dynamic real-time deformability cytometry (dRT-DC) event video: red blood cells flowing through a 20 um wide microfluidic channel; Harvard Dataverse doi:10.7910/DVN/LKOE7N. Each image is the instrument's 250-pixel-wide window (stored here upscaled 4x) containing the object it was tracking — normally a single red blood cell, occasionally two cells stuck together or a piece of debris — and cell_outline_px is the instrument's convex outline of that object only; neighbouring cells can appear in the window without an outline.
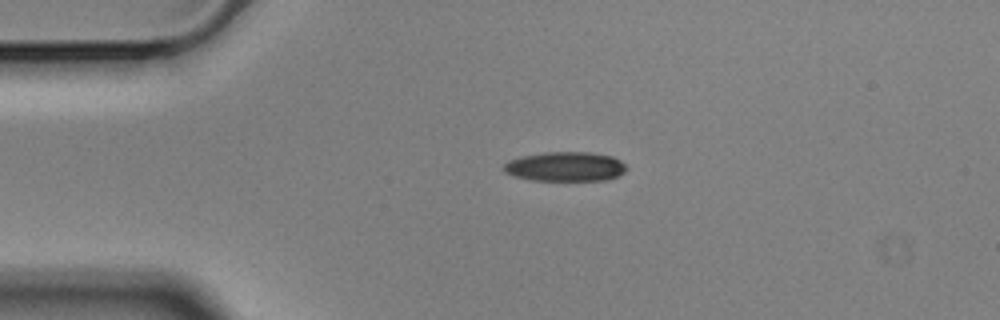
{"species": "Egyptian fruit bat (a non-hibernating species)", "species_latin": "Rousettus aegyptiacus", "temperature_condition": "cold", "stored_images_in_passage": 45, "camera_frame_rate_fps": 3000, "um_per_image_px": 0.085, "animal": {"sex": "male"}, "frame": {"image": 1, "passage_image": 1, "time_ms": 0.0, "image_size_px": [1000, 320], "cell_outline_px": [[628, 168], [624, 172], [616, 176], [604, 180], [532, 180], [512, 176], [504, 172], [504, 164], [508, 160], [520, 156], [544, 152], [588, 152], [612, 156], [620, 160]], "centroid_in_image_um": [48.02, 14.15], "position_along_channel_um": 37.0, "area_um2": 21.1}}
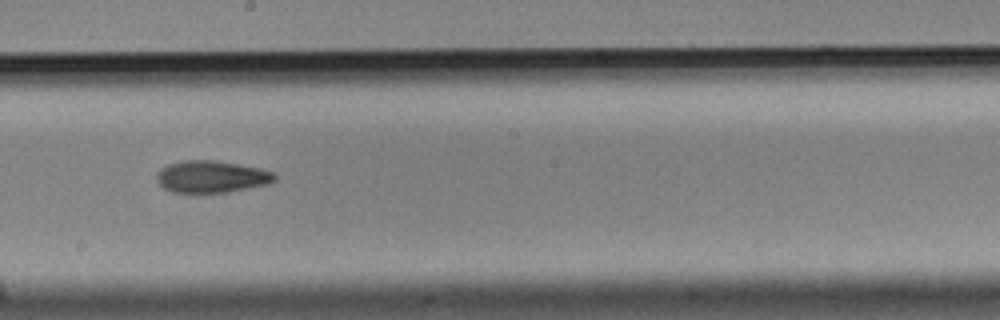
{"frame": {"image": 2, "passage_image": 20, "time_ms": 6.333, "image_size_px": [1000, 320], "cell_outline_px": [[276, 180], [268, 184], [228, 192], [172, 192], [164, 188], [156, 180], [156, 176], [160, 168], [168, 164], [184, 160], [216, 160], [260, 168], [272, 172], [276, 176]], "centroid_in_image_um": [17.97, 15.01], "position_along_channel_um": 230.2, "area_um2": 21.96}}
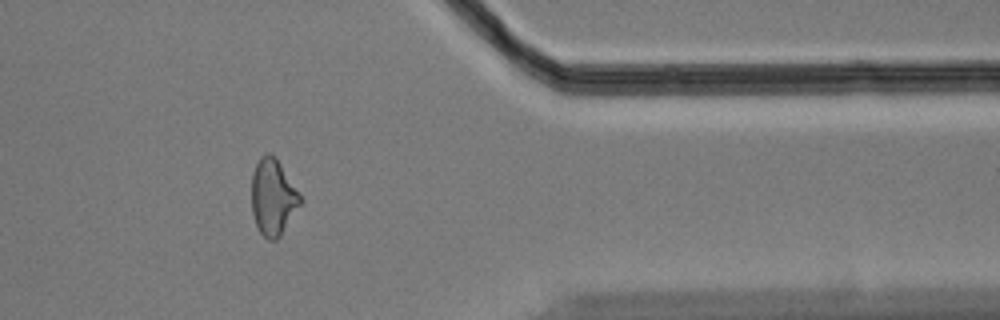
{"frame": {"image": 3, "passage_image": 35, "time_ms": 11.333, "image_size_px": [1000, 320], "cell_outline_px": [[304, 200], [280, 236], [276, 240], [268, 240], [260, 232], [256, 224], [252, 212], [252, 172], [260, 156], [264, 152], [268, 152], [276, 156]], "centroid_in_image_um": [23.22, 16.73], "position_along_channel_um": 388.2, "area_um2": 21.85}, "authors_computed_cell_mechanics": {"area_um2": 21.964, "velocity_mm_per_s": 3.5358, "shape_relaxation_time_tau1_ms": 7.0913, "shape_relaxation_time_tau2_ms": 9.1379, "deformation_change_tau1": 0.1487, "deformation_change_tau2": 0.1847}}